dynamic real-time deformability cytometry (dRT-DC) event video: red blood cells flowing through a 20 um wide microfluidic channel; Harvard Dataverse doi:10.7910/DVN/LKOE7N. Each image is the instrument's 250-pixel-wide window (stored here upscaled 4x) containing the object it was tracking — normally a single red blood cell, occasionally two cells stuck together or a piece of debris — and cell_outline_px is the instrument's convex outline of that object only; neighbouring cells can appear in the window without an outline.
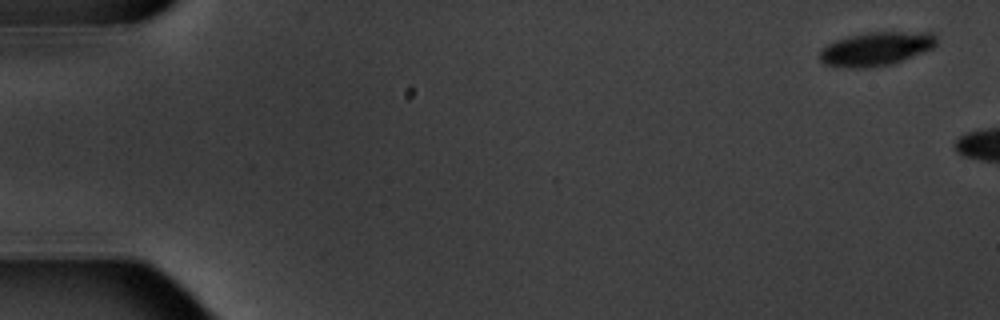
{"species": "common noctule bat (a hibernating species)", "species_latin": "Nyctalus noctula", "temperature_condition": "warm", "stored_images_in_passage": 2, "camera_frame_rate_fps": 3000, "um_per_image_px": 0.085, "animal": {"sex": "male", "body_mass_g": 20.1, "forearm_length_mm": 53.5}, "frame": {"image": 1, "passage_image": 1, "time_ms": 0.0, "image_size_px": [1000, 320], "cell_outline_px": [[936, 44], [932, 48], [892, 64], [868, 68], [848, 68], [824, 64], [820, 60], [820, 52], [828, 44], [836, 40], [848, 36], [868, 32], [932, 32], [936, 36]], "centroid_in_image_um": [74.46, 4.15], "position_along_channel_um": 10.5, "area_um2": 22.83}}